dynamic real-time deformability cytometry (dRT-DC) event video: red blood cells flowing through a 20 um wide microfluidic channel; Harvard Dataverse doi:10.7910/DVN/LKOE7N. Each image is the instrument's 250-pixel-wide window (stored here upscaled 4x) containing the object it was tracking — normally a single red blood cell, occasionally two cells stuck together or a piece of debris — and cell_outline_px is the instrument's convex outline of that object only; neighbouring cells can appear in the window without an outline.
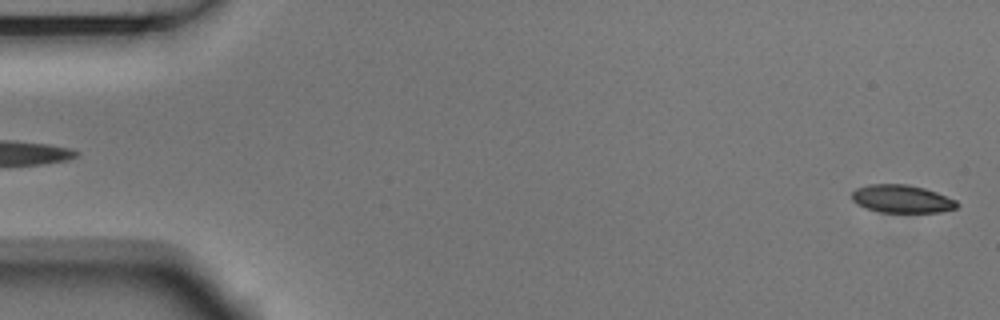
{"species": "Egyptian fruit bat (a non-hibernating species)", "species_latin": "Rousettus aegyptiacus", "temperature_condition": "room temperature", "stored_images_in_passage": 5, "segment_of_instrument_passage": [2, 2], "camera_frame_rate_fps": 3000, "um_per_image_px": 0.085, "animal": {"sex": "male"}, "frame": {"image": 1, "passage_image": 5, "time_ms": 1.333, "image_size_px": [1000, 320], "cell_outline_px": [[960, 204], [956, 208], [940, 212], [884, 212], [868, 208], [856, 204], [852, 200], [852, 192], [856, 188], [868, 184], [908, 184], [924, 188], [936, 192], [956, 200]], "centroid_in_image_um": [76.66, 16.89], "position_along_channel_um": 8.3, "area_um2": 17.05}}